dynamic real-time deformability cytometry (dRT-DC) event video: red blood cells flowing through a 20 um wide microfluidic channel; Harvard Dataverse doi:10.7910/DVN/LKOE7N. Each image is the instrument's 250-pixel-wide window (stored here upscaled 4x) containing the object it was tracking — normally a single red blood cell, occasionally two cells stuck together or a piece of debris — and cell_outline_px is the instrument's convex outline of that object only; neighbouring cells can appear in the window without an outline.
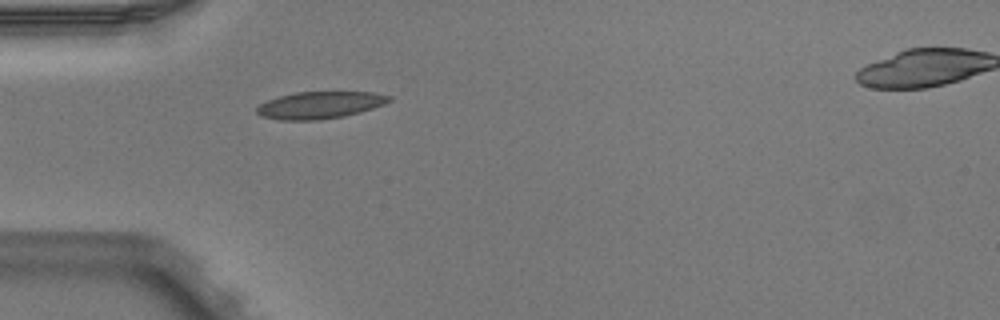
{"species": "Egyptian fruit bat (a non-hibernating species)", "species_latin": "Rousettus aegyptiacus", "temperature_condition": "warm", "stored_images_in_passage": 3, "segment_of_instrument_passage": [1, 2], "camera_frame_rate_fps": 3000, "um_per_image_px": 0.085, "animal": {"sex": "male"}, "frame": {"image": 1, "passage_image": 2, "time_ms": 0.333, "image_size_px": [1000, 320], "cell_outline_px": [[392, 100], [384, 104], [360, 112], [344, 116], [320, 120], [280, 120], [260, 116], [256, 112], [256, 108], [260, 104], [268, 100], [280, 96], [296, 92], [372, 92], [392, 96]], "centroid_in_image_um": [27.19, 8.93], "position_along_channel_um": 57.8, "area_um2": 20.87}}